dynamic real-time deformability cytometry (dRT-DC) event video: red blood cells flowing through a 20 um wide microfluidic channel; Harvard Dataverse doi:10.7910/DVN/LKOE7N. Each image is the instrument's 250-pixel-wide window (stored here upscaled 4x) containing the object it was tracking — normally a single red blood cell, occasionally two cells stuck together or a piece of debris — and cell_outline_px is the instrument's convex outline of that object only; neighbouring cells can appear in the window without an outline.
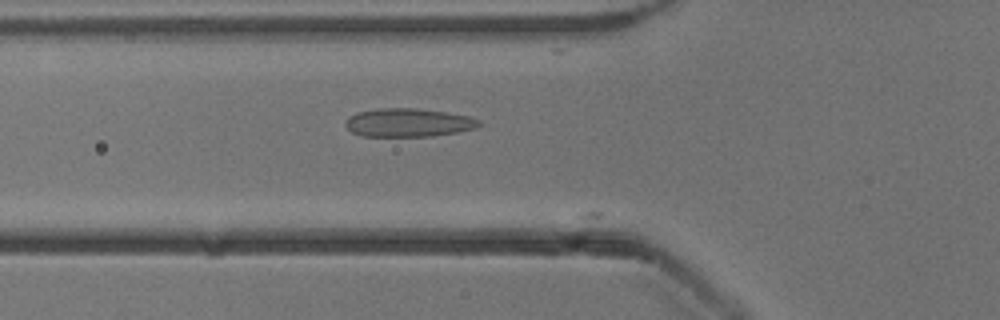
{"species": "common noctule bat (a hibernating species)", "species_latin": "Nyctalus noctula", "temperature_condition": "cold", "stored_images_in_passage": 4, "camera_frame_rate_fps": 3000, "um_per_image_px": 0.085, "animal": {"sex": "male", "body_mass_g": 13.3}, "frame": {"image": 1, "passage_image": 3, "time_ms": 0.667, "image_size_px": [1000, 320], "cell_outline_px": [[480, 124], [476, 128], [460, 132], [432, 136], [360, 136], [352, 132], [344, 124], [348, 116], [356, 112], [380, 108], [416, 108], [448, 112], [472, 116], [480, 120]], "centroid_in_image_um": [34.73, 10.42], "position_along_channel_um": 91.1, "area_um2": 22.43}}